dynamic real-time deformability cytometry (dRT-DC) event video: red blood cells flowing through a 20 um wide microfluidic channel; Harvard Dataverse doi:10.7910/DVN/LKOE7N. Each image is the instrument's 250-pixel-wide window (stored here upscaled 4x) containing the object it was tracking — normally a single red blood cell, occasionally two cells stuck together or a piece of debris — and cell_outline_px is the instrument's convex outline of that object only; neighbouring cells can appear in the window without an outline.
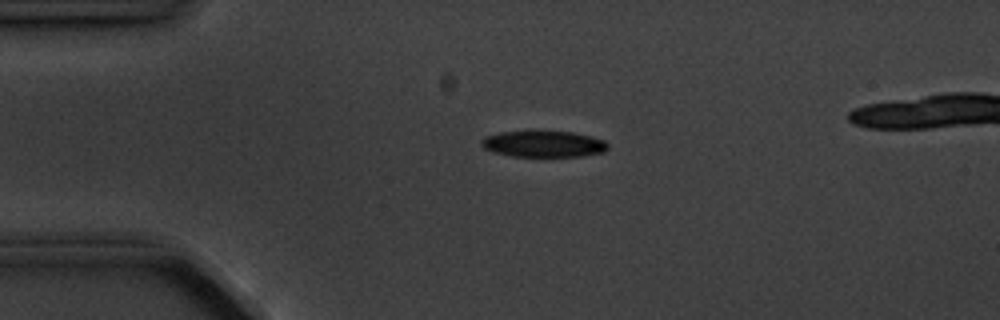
{"species": "common noctule bat (a hibernating species)", "species_latin": "Nyctalus noctula", "temperature_condition": "cold", "stored_images_in_passage": 5, "camera_frame_rate_fps": 3000, "um_per_image_px": 0.085, "animal": {"sex": "male", "body_mass_g": 20.1, "forearm_length_mm": 53.5}, "frame": {"image": 1, "passage_image": 3, "time_ms": 2.333, "image_size_px": [1000, 320], "cell_outline_px": [[608, 148], [604, 152], [584, 156], [512, 156], [492, 152], [484, 148], [480, 144], [480, 140], [484, 136], [500, 132], [572, 132], [592, 136], [604, 140], [608, 144]], "centroid_in_image_um": [46.19, 12.24], "position_along_channel_um": 38.8, "area_um2": 19.31}}